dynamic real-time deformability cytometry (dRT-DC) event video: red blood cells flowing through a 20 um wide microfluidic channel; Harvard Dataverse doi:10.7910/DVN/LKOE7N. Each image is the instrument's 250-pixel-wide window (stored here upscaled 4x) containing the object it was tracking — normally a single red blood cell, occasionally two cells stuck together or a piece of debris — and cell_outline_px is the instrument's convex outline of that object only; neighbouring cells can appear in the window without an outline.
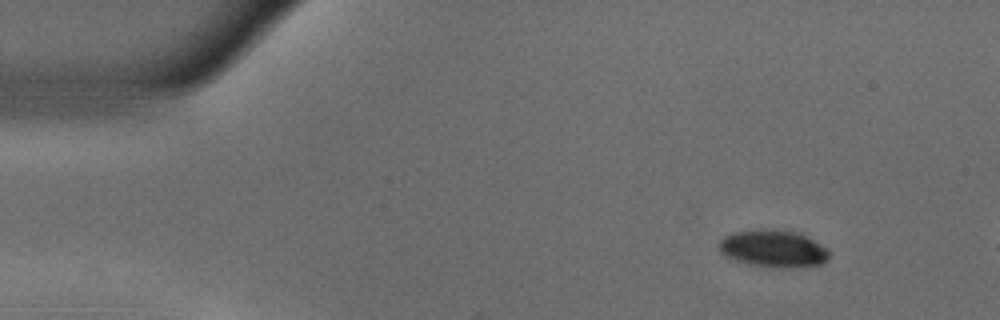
{"species": "common noctule bat (a hibernating species)", "species_latin": "Nyctalus noctula", "temperature_condition": "warm", "stored_images_in_passage": 8, "camera_frame_rate_fps": 3000, "um_per_image_px": 0.085, "animal": {"sex": "male", "body_mass_g": 18.8}, "frame": {"image": 1, "passage_image": 1, "time_ms": 0.0, "image_size_px": [1000, 320], "cell_outline_px": [[828, 260], [824, 264], [788, 268], [772, 268], [748, 264], [724, 256], [720, 252], [716, 244], [724, 236], [732, 232], [772, 228], [800, 232], [824, 248], [828, 252]], "centroid_in_image_um": [65.68, 21.13], "position_along_channel_um": 19.3, "area_um2": 24.22}}